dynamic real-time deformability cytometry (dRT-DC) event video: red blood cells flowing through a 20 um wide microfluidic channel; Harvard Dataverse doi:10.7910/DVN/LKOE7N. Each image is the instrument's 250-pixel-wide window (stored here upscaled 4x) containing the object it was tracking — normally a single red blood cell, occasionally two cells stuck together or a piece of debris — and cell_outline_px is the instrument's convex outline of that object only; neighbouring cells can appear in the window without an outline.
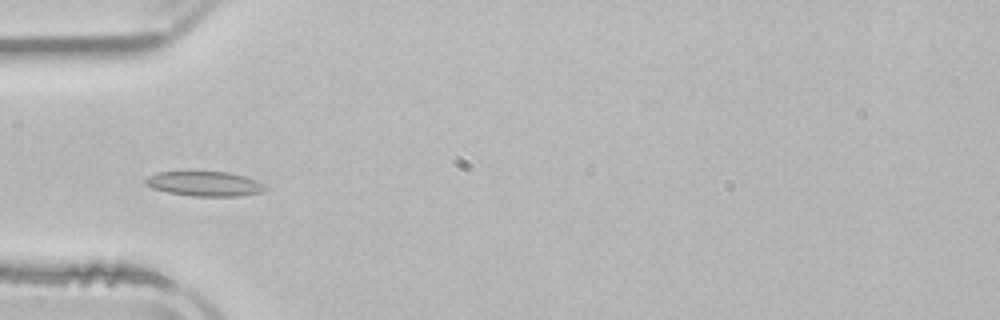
{"species": "common noctule bat (a hibernating species)", "species_latin": "Nyctalus noctula", "temperature_condition": "room temperature", "stored_images_in_passage": 5, "camera_frame_rate_fps": 3000, "um_per_image_px": 0.085, "animal": {"sex": "male", "body_mass_g": 21.5, "forearm_length_mm": 52.0}, "frame": {"image": 1, "passage_image": 5, "time_ms": 5.667, "image_size_px": [1000, 320], "cell_outline_px": [[268, 188], [260, 192], [236, 196], [192, 196], [168, 192], [152, 188], [144, 184], [144, 180], [148, 176], [156, 172], [188, 168], [192, 168], [228, 172], [244, 176], [256, 180], [264, 184]], "centroid_in_image_um": [17.3, 15.55], "position_along_channel_um": 67.7, "area_um2": 18.26}}